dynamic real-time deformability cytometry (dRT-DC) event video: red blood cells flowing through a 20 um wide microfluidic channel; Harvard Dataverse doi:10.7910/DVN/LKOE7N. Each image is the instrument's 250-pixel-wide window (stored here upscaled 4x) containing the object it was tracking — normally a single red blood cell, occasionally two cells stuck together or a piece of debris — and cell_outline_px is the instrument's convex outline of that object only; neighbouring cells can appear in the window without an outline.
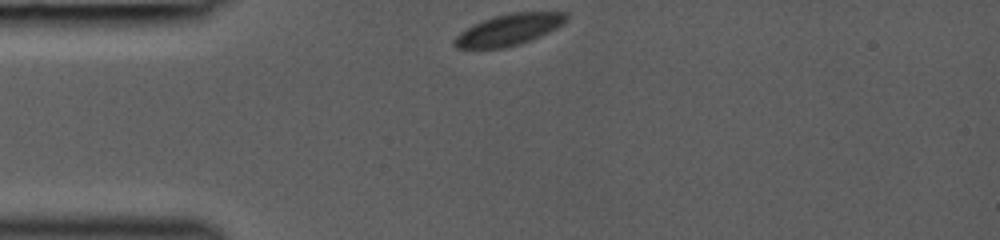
{"species": "common noctule bat (a hibernating species)", "species_latin": "Nyctalus noctula", "temperature_condition": "room temperature", "stored_images_in_passage": 30, "camera_frame_rate_fps": 3000, "um_per_image_px": 0.085, "animal": {"sex": "female", "body_mass_g": 19.0, "forearm_length_mm": 53.3}, "frame": {"image": 1, "passage_image": 1, "time_ms": 0.0, "image_size_px": [1000, 240], "cell_outline_px": [[568, 16], [556, 28], [532, 40], [520, 44], [504, 48], [456, 48], [452, 44], [452, 40], [460, 32], [472, 24], [496, 16], [512, 12], [568, 12]], "centroid_in_image_um": [43.21, 2.53], "position_along_channel_um": 41.8, "area_um2": 20.29}}
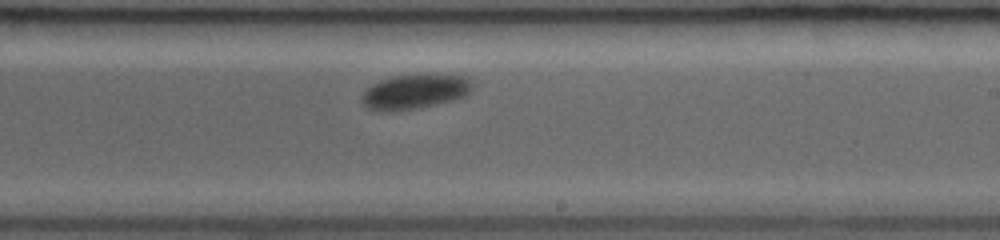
{"frame": {"image": 2, "passage_image": 18, "time_ms": 5.667, "image_size_px": [1000, 240], "cell_outline_px": [[476, 84], [464, 96], [456, 100], [416, 108], [392, 112], [380, 112], [368, 108], [360, 100], [360, 96], [372, 84], [380, 80], [396, 76], [468, 76]], "centroid_in_image_um": [35.25, 7.83], "position_along_channel_um": 253.8, "area_um2": 22.14}}
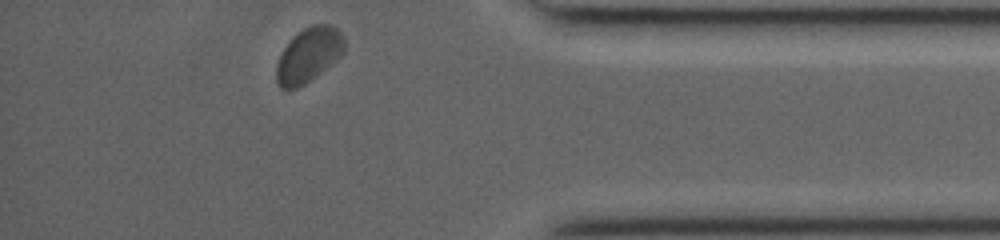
{"frame": {"image": 3, "passage_image": 30, "time_ms": 9.667, "image_size_px": [1000, 240], "cell_outline_px": [[344, 52], [340, 56], [304, 84], [296, 88], [280, 88], [276, 80], [276, 64], [284, 48], [292, 36], [304, 28], [312, 24], [328, 24], [336, 28], [344, 36]], "centroid_in_image_um": [26.22, 4.64], "position_along_channel_um": 409.0, "area_um2": 21.27}}